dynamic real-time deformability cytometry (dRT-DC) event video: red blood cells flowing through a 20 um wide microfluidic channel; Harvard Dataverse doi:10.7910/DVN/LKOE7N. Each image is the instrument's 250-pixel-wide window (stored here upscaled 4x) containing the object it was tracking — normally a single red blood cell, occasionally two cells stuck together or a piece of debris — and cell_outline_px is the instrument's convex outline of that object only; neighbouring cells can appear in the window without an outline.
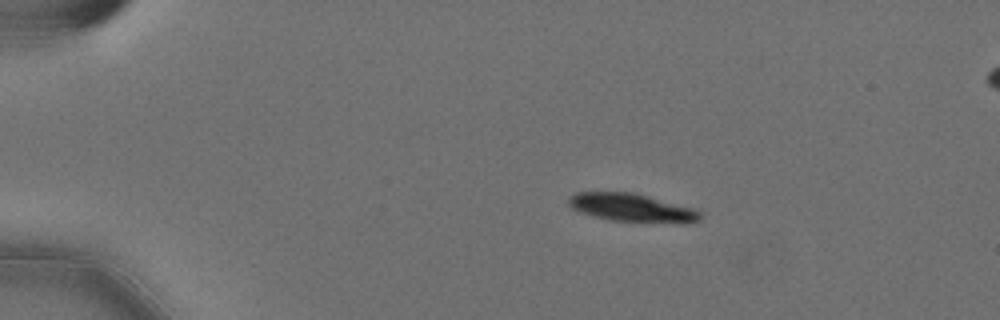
{"species": "Egyptian fruit bat (a non-hibernating species)", "species_latin": "Rousettus aegyptiacus", "temperature_condition": "cold", "stored_images_in_passage": 47, "camera_frame_rate_fps": 3000, "um_per_image_px": 0.085, "animal": {"sex": "female"}, "frame": {"image": 1, "passage_image": 1, "time_ms": 0.0, "image_size_px": [1000, 320], "cell_outline_px": [[700, 220], [684, 224], [680, 224], [608, 220], [592, 216], [580, 212], [572, 208], [568, 204], [568, 196], [576, 192], [632, 192], [696, 208], [700, 212]], "centroid_in_image_um": [53.73, 17.67], "position_along_channel_um": 31.3, "area_um2": 22.02}}
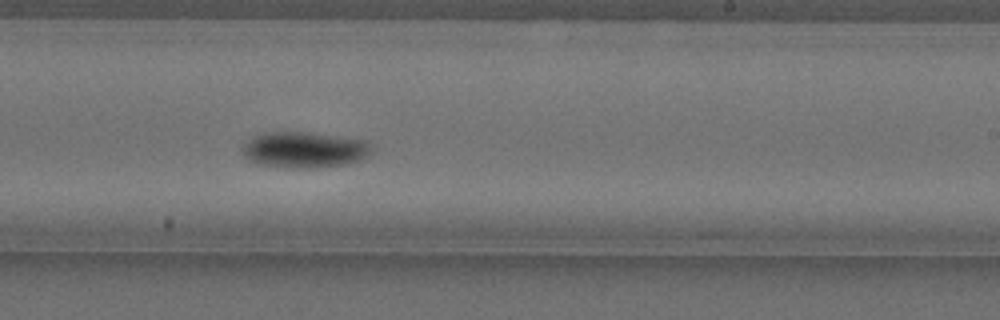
{"frame": {"image": 2, "passage_image": 26, "time_ms": 8.333, "image_size_px": [1000, 320], "cell_outline_px": [[372, 144], [368, 152], [360, 160], [340, 164], [316, 168], [292, 168], [260, 164], [248, 160], [244, 156], [240, 148], [252, 136], [264, 132], [308, 132], [368, 140]], "centroid_in_image_um": [25.81, 12.71], "position_along_channel_um": 263.2, "area_um2": 27.05}}
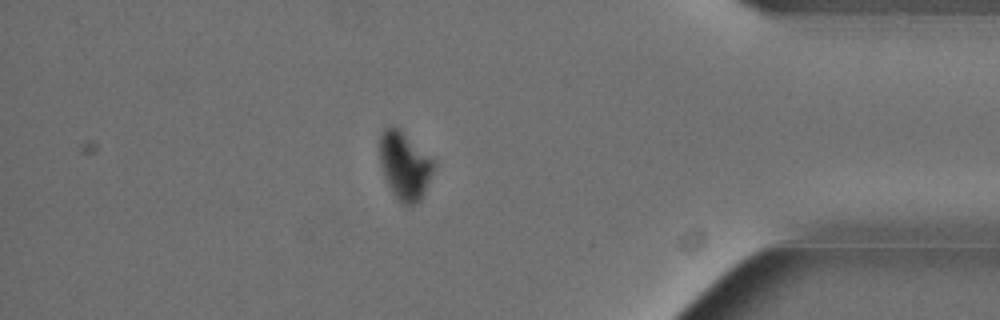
{"frame": {"image": 3, "passage_image": 40, "time_ms": 13.0, "image_size_px": [1000, 320], "cell_outline_px": [[436, 164], [424, 192], [420, 200], [416, 204], [404, 204], [392, 192], [384, 176], [380, 164], [380, 132], [384, 128], [396, 128], [432, 160]], "centroid_in_image_um": [34.37, 14.12], "position_along_channel_um": 400.8, "area_um2": 20.35}, "authors_computed_cell_mechanics": {"area_um2": 25.2008, "velocity_mm_per_s": 3.5648, "shape_relaxation_time_tau1_ms": 2.2255, "shape_relaxation_time_tau2_ms": null, "deformation_change_tau1": 0.1215, "deformation_change_tau2": null}}